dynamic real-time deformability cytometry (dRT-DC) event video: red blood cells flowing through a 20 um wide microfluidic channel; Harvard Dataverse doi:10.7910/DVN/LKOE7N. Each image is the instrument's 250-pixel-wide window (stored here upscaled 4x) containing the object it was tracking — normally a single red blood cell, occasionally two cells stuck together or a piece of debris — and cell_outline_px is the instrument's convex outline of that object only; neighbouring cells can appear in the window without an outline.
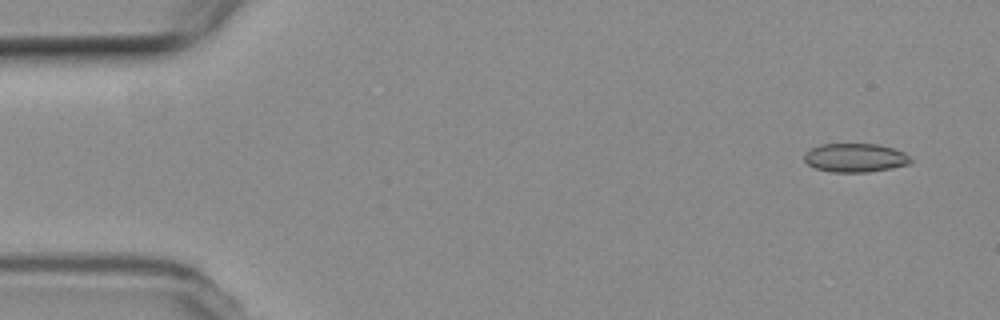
{"species": "common noctule bat (a hibernating species)", "species_latin": "Nyctalus noctula", "temperature_condition": "room temperature", "stored_images_in_passage": 6, "segment_of_instrument_passage": [1, 2], "camera_frame_rate_fps": 3000, "um_per_image_px": 0.085, "animal": {"sex": "female", "body_mass_g": 19.3, "forearm_length_mm": 54.1}, "frame": {"image": 1, "passage_image": 2, "time_ms": 1.0, "image_size_px": [1000, 320], "cell_outline_px": [[912, 160], [908, 164], [892, 168], [868, 172], [832, 172], [816, 168], [808, 164], [804, 160], [804, 152], [820, 144], [880, 144], [904, 152]], "centroid_in_image_um": [72.68, 13.4], "position_along_channel_um": 12.3, "area_um2": 17.8}}
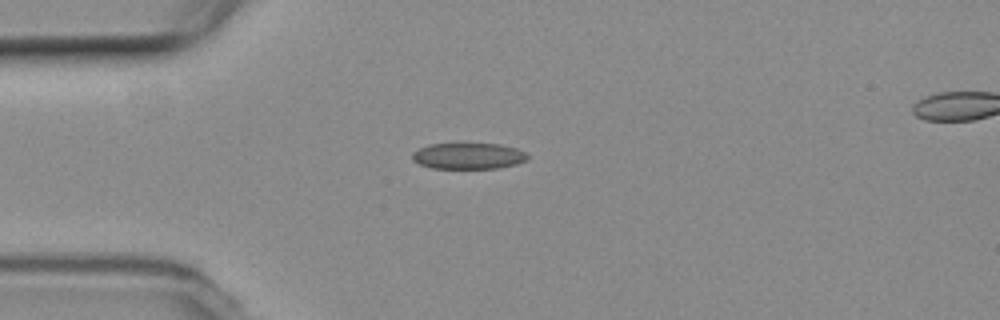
{"frame": {"image": 2, "passage_image": 5, "time_ms": 4.667, "image_size_px": [1000, 320], "cell_outline_px": [[528, 160], [516, 164], [496, 168], [432, 168], [420, 164], [412, 160], [412, 152], [420, 148], [432, 144], [500, 144], [516, 148], [524, 152], [528, 156]], "centroid_in_image_um": [39.81, 13.26], "position_along_channel_um": 45.2, "area_um2": 17.4}}